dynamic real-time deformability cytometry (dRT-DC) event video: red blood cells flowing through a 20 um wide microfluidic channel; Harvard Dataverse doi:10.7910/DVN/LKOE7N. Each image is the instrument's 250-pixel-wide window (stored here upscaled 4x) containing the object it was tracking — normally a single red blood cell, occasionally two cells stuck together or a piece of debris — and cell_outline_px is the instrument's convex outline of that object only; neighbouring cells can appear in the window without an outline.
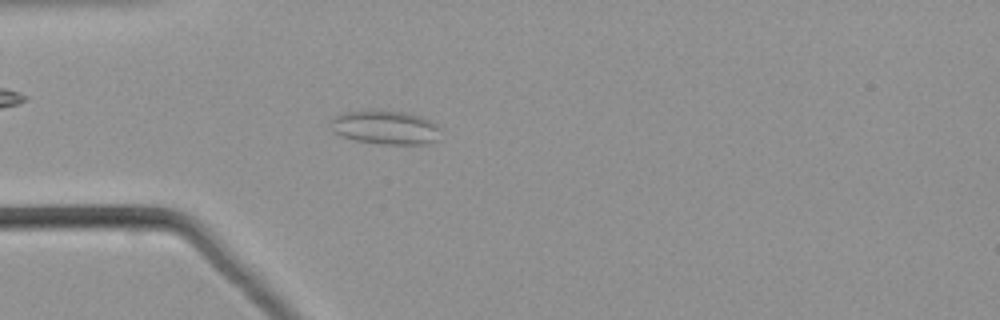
{"species": "common noctule bat (a hibernating species)", "species_latin": "Nyctalus noctula", "temperature_condition": "warm", "stored_images_in_passage": 42, "camera_frame_rate_fps": 3000, "um_per_image_px": 0.085, "animal": {"sex": "male", "body_mass_g": 21.5, "forearm_length_mm": 52.0}, "frame": {"image": 1, "passage_image": 5, "time_ms": 1.333, "image_size_px": [1000, 320], "cell_outline_px": [[436, 140], [428, 144], [380, 144], [356, 140], [340, 136], [332, 132], [332, 120], [336, 116], [344, 112], [380, 108], [408, 112], [420, 116], [436, 124]], "centroid_in_image_um": [32.7, 10.8], "position_along_channel_um": 52.3, "area_um2": 21.85}}
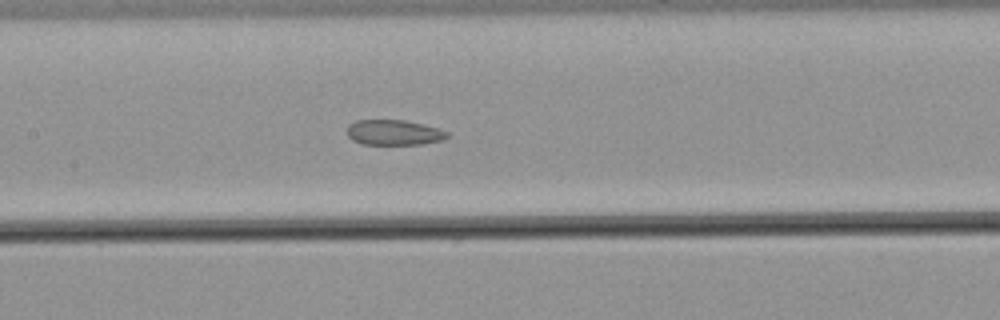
{"frame": {"image": 2, "passage_image": 15, "time_ms": 4.667, "image_size_px": [1000, 320], "cell_outline_px": [[448, 136], [440, 140], [420, 144], [364, 144], [352, 140], [348, 136], [348, 124], [356, 120], [404, 120], [436, 128], [448, 132]], "centroid_in_image_um": [33.42, 11.26], "position_along_channel_um": 174.0, "area_um2": 14.45}}
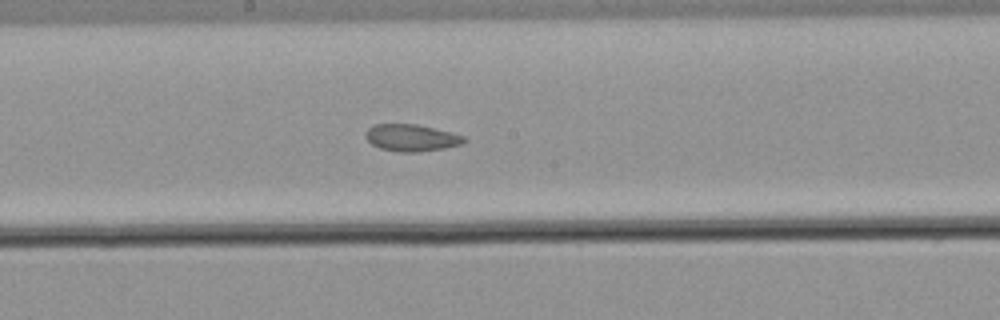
{"frame": {"image": 3, "passage_image": 18, "time_ms": 5.667, "image_size_px": [1000, 320], "cell_outline_px": [[468, 140], [464, 144], [444, 148], [416, 152], [400, 152], [380, 148], [372, 144], [364, 136], [368, 128], [376, 124], [416, 124], [464, 136]], "centroid_in_image_um": [34.97, 11.72], "position_along_channel_um": 213.2, "area_um2": 15.32}}